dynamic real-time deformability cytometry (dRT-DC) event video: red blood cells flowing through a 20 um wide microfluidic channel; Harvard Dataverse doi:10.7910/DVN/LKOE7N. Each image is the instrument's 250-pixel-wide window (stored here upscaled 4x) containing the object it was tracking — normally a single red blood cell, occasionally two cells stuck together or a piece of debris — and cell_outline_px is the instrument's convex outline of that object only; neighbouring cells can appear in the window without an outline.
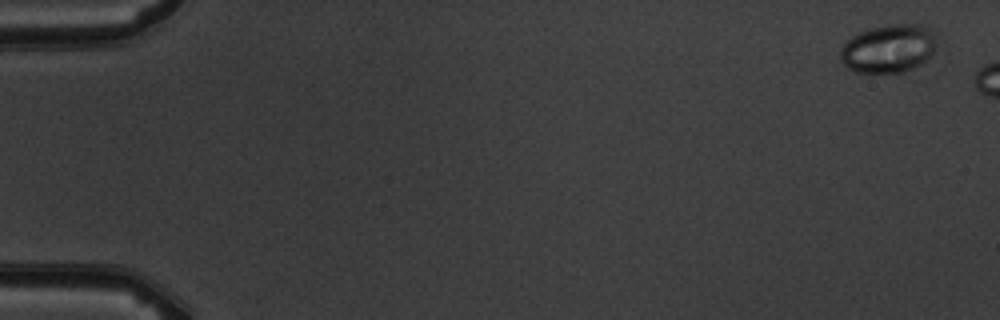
{"species": "common noctule bat (a hibernating species)", "species_latin": "Nyctalus noctula", "temperature_condition": "warm", "stored_images_in_passage": 3, "camera_frame_rate_fps": 3000, "um_per_image_px": 0.085, "animal": {"sex": "male", "body_mass_g": 19.5, "forearm_length_mm": 54.6}, "frame": {"image": 1, "passage_image": 1, "time_ms": 0.0, "image_size_px": [1000, 320], "cell_outline_px": [[944, 40], [920, 64], [904, 72], [856, 72], [848, 68], [840, 60], [840, 48], [852, 36], [860, 32], [872, 28], [896, 24], [920, 24], [932, 28]], "centroid_in_image_um": [75.62, 4.1], "position_along_channel_um": 9.4, "area_um2": 27.51}}